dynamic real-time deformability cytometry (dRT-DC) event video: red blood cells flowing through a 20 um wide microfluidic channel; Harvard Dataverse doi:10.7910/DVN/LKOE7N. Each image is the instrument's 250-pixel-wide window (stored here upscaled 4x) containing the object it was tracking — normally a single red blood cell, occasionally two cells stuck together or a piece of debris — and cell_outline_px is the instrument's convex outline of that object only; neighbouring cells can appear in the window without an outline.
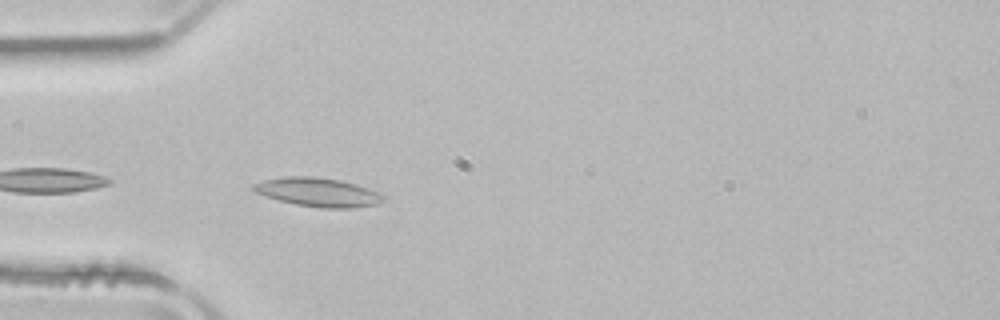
{"species": "common noctule bat (a hibernating species)", "species_latin": "Nyctalus noctula", "temperature_condition": "room temperature", "stored_images_in_passage": 7, "camera_frame_rate_fps": 3000, "um_per_image_px": 0.085, "animal": {"sex": "male", "body_mass_g": 21.5, "forearm_length_mm": 52.0}, "frame": {"image": 1, "passage_image": 2, "time_ms": 0.333, "image_size_px": [1000, 320], "cell_outline_px": [[384, 200], [380, 204], [352, 208], [320, 208], [296, 204], [280, 200], [256, 192], [252, 188], [252, 184], [264, 180], [288, 176], [312, 176], [340, 180], [356, 184], [376, 192], [384, 196]], "centroid_in_image_um": [27.05, 16.34], "position_along_channel_um": 57.9, "area_um2": 21.56}}